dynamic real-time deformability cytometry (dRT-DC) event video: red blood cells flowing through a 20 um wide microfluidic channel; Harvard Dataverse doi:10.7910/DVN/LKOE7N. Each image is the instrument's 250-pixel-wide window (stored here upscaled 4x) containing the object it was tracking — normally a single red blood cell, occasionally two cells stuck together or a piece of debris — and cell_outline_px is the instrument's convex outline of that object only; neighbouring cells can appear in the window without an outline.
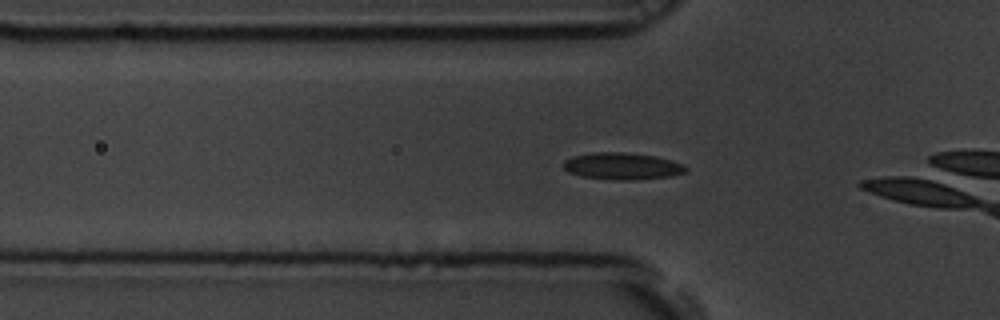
{"species": "common noctule bat (a hibernating species)", "species_latin": "Nyctalus noctula", "temperature_condition": "room temperature", "stored_images_in_passage": 9, "camera_frame_rate_fps": 3000, "um_per_image_px": 0.085, "animal": {"sex": "male", "body_mass_g": 19.5, "forearm_length_mm": 54.6}, "frame": {"image": 1, "passage_image": 4, "time_ms": 1.0, "image_size_px": [1000, 320], "cell_outline_px": [[688, 172], [672, 176], [632, 180], [616, 180], [584, 176], [568, 172], [564, 168], [564, 160], [572, 156], [592, 152], [624, 152], [656, 156], [672, 160], [688, 168]], "centroid_in_image_um": [52.91, 14.11], "position_along_channel_um": 72.9, "area_um2": 19.19}}
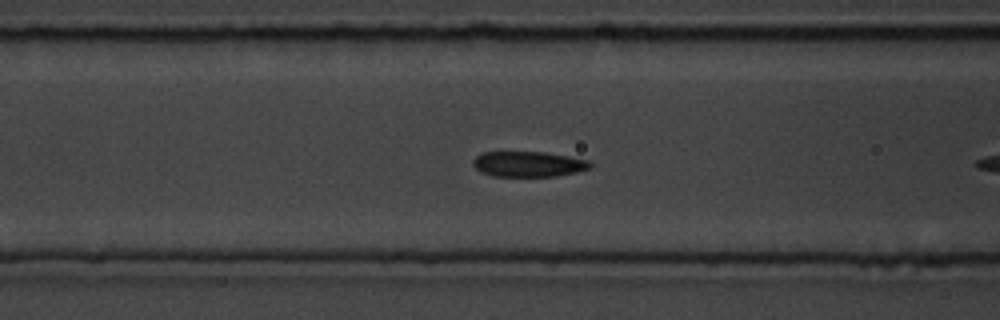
{"frame": {"image": 2, "passage_image": 8, "time_ms": 2.333, "image_size_px": [1000, 320], "cell_outline_px": [[592, 168], [576, 172], [556, 176], [492, 176], [480, 172], [472, 164], [472, 160], [476, 156], [484, 152], [544, 152], [568, 156], [588, 160], [592, 164]], "centroid_in_image_um": [44.91, 13.95], "position_along_channel_um": 121.7, "area_um2": 17.4}}